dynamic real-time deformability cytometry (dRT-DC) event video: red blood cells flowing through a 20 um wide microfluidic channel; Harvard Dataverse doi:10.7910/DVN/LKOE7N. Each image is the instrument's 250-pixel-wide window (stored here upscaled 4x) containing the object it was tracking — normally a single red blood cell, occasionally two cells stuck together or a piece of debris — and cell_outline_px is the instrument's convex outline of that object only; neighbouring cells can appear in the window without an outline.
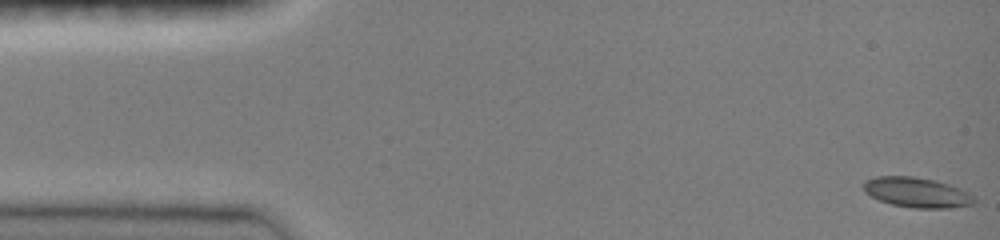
{"species": "common noctule bat (a hibernating species)", "species_latin": "Nyctalus noctula", "temperature_condition": "room temperature", "stored_images_in_passage": 48, "camera_frame_rate_fps": 3000, "um_per_image_px": 0.085, "animal": {"sex": "female", "body_mass_g": 19.0, "forearm_length_mm": 51.5}, "frame": {"image": 1, "passage_image": 1, "time_ms": 0.0, "image_size_px": [1000, 240], "cell_outline_px": [[976, 200], [972, 204], [948, 208], [912, 208], [892, 204], [880, 200], [864, 192], [864, 180], [876, 176], [912, 176], [932, 180], [948, 184], [972, 196]], "centroid_in_image_um": [77.86, 16.36], "position_along_channel_um": 7.1, "area_um2": 18.96}}
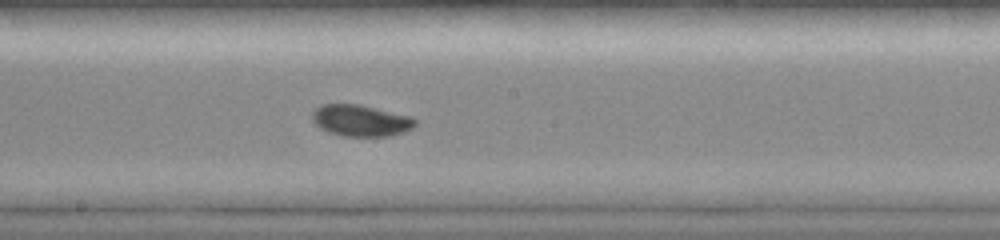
{"frame": {"image": 2, "passage_image": 26, "time_ms": 8.333, "image_size_px": [1000, 240], "cell_outline_px": [[416, 124], [412, 128], [404, 132], [388, 136], [344, 136], [328, 132], [320, 128], [312, 120], [312, 112], [320, 104], [360, 104], [412, 116], [416, 120]], "centroid_in_image_um": [30.67, 10.24], "position_along_channel_um": 217.5, "area_um2": 19.02}}
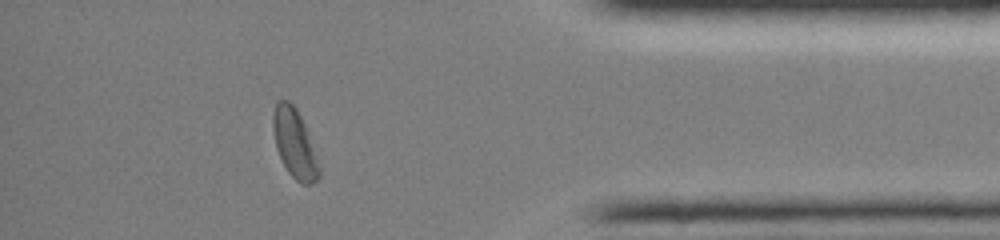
{"frame": {"image": 3, "passage_image": 42, "time_ms": 13.667, "image_size_px": [1000, 240], "cell_outline_px": [[320, 176], [312, 184], [300, 184], [288, 172], [276, 148], [272, 128], [272, 116], [276, 100], [288, 100], [296, 108], [308, 132], [320, 168]], "centroid_in_image_um": [25.02, 12.19], "position_along_channel_um": 410.2, "area_um2": 18.44}, "authors_computed_cell_mechanics": {"area_um2": 18.5827, "velocity_mm_per_s": 3.9962, "shape_relaxation_time_tau1_ms": 2.6213, "shape_relaxation_time_tau2_ms": null, "deformation_change_tau1": 0.1279, "deformation_change_tau2": null}}